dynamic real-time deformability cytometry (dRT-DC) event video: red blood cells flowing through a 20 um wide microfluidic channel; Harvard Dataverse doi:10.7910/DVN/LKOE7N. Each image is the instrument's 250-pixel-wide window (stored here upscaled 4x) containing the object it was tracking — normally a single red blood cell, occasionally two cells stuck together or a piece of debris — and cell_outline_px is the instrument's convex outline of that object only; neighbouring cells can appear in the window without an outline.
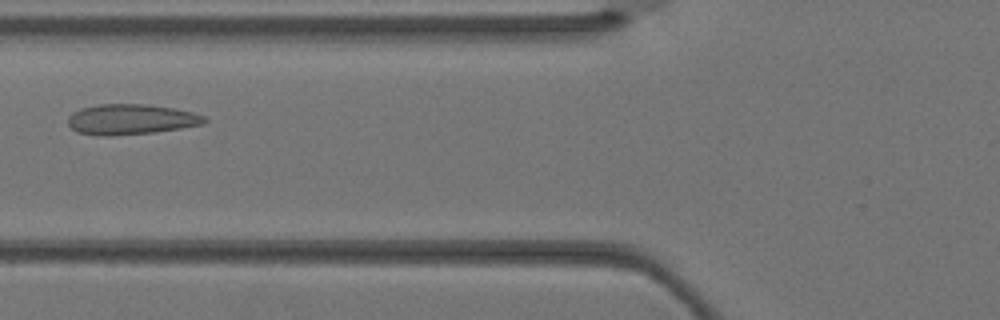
{"species": "Egyptian fruit bat (a non-hibernating species)", "species_latin": "Rousettus aegyptiacus", "temperature_condition": "warm", "stored_images_in_passage": 2, "camera_frame_rate_fps": 3000, "um_per_image_px": 0.085, "animal": {"sex": "female"}, "frame": {"image": 1, "passage_image": 2, "time_ms": 0.333, "image_size_px": [1000, 320], "cell_outline_px": [[208, 120], [204, 124], [156, 132], [108, 136], [96, 136], [76, 132], [68, 124], [68, 116], [72, 112], [80, 108], [100, 104], [144, 104], [176, 108], [192, 112], [204, 116]], "centroid_in_image_um": [11.11, 10.15], "position_along_channel_um": 114.7, "area_um2": 24.39}}